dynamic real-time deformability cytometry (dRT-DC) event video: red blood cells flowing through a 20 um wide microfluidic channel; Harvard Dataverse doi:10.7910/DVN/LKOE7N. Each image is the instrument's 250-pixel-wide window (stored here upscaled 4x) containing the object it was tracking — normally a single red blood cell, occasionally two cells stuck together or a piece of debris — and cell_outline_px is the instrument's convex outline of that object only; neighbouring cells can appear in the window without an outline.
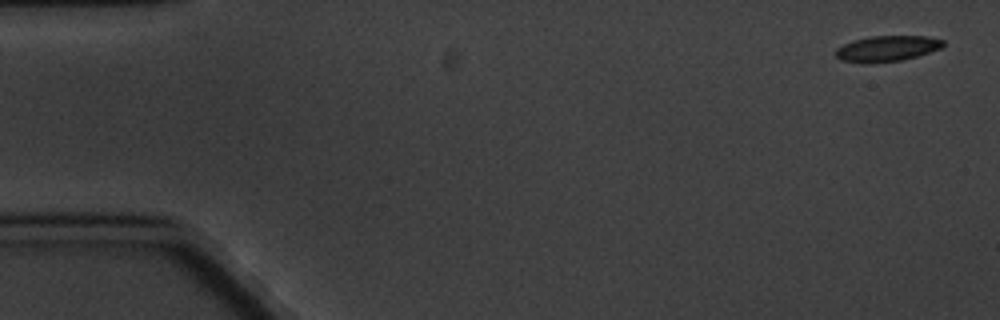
{"species": "common noctule bat (a hibernating species)", "species_latin": "Nyctalus noctula", "temperature_condition": "cold", "stored_images_in_passage": 5, "camera_frame_rate_fps": 3000, "um_per_image_px": 0.085, "animal": {"sex": "male", "body_mass_g": 20.1, "forearm_length_mm": 53.5}, "frame": {"image": 1, "passage_image": 1, "time_ms": 0.0, "image_size_px": [1000, 320], "cell_outline_px": [[944, 44], [940, 48], [904, 60], [868, 64], [860, 64], [840, 60], [836, 56], [836, 48], [852, 40], [872, 36], [924, 36], [944, 40]], "centroid_in_image_um": [75.34, 4.14], "position_along_channel_um": 9.7, "area_um2": 16.24}}